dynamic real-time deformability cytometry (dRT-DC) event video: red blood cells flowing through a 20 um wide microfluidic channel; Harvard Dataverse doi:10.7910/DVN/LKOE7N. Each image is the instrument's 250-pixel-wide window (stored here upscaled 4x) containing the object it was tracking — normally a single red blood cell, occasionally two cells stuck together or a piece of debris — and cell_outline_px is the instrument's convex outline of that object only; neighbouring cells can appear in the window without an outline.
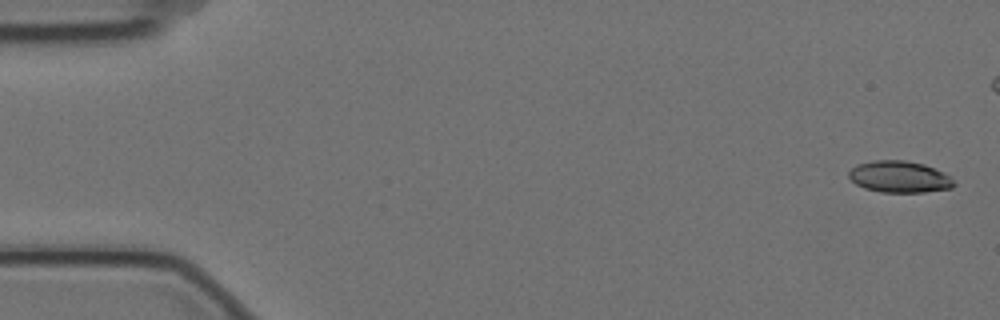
{"species": "Egyptian fruit bat (a non-hibernating species)", "species_latin": "Rousettus aegyptiacus", "temperature_condition": "cold", "stored_images_in_passage": 6, "camera_frame_rate_fps": 3000, "um_per_image_px": 0.085, "animal": {"sex": "female"}, "frame": {"image": 1, "passage_image": 1, "time_ms": 0.0, "image_size_px": [1000, 320], "cell_outline_px": [[956, 184], [952, 188], [924, 192], [880, 192], [864, 188], [856, 184], [848, 176], [848, 172], [856, 164], [872, 160], [904, 160], [924, 164], [944, 172]], "centroid_in_image_um": [76.43, 15.02], "position_along_channel_um": 8.6, "area_um2": 19.42}}
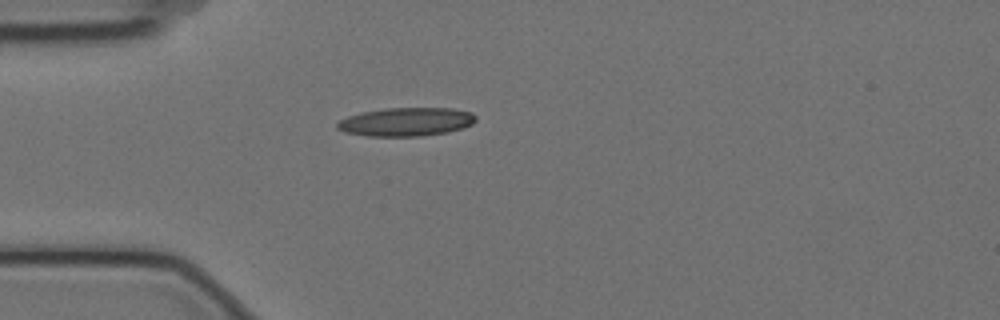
{"frame": {"image": 2, "passage_image": 6, "time_ms": 1.667, "image_size_px": [1000, 320], "cell_outline_px": [[476, 120], [472, 124], [464, 128], [448, 132], [420, 136], [368, 136], [344, 132], [336, 128], [336, 124], [340, 120], [348, 116], [360, 112], [384, 108], [452, 108], [472, 112], [476, 116]], "centroid_in_image_um": [34.53, 10.35], "position_along_channel_um": 50.5, "area_um2": 23.24}}